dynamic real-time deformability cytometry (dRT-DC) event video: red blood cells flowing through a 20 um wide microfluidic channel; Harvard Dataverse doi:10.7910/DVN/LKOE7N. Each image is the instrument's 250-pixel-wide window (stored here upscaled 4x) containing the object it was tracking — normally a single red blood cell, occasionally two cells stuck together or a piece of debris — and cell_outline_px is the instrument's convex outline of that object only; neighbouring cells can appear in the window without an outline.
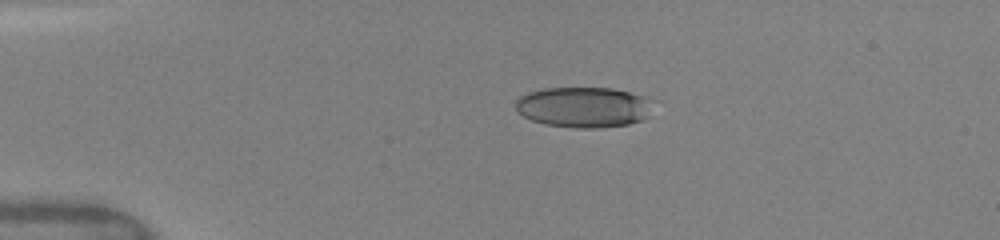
{"species": "human", "species_latin": "Homo sapiens", "temperature_condition": "warm", "stored_images_in_passage": 8, "camera_frame_rate_fps": 3000, "um_per_image_px": 0.085, "donor": {"sex": "female"}, "frame": {"image": 1, "passage_image": 1, "time_ms": 0.0, "image_size_px": [1000, 240], "cell_outline_px": [[648, 116], [640, 120], [628, 124], [596, 128], [576, 128], [544, 124], [532, 120], [524, 116], [516, 108], [516, 100], [520, 96], [528, 92], [544, 88], [612, 88], [628, 92], [640, 96], [648, 100]], "centroid_in_image_um": [49.53, 9.11], "position_along_channel_um": 35.5, "area_um2": 31.91}}
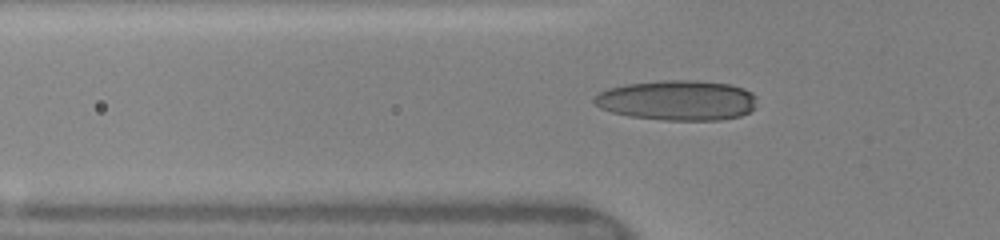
{"frame": {"image": 2, "passage_image": 7, "time_ms": 2.0, "image_size_px": [1000, 240], "cell_outline_px": [[756, 108], [740, 116], [720, 120], [664, 120], [628, 116], [612, 112], [600, 108], [592, 100], [600, 92], [608, 88], [624, 84], [664, 80], [696, 80], [728, 84], [744, 88], [752, 92], [756, 96]], "centroid_in_image_um": [57.59, 8.52], "position_along_channel_um": 68.2, "area_um2": 38.26}}